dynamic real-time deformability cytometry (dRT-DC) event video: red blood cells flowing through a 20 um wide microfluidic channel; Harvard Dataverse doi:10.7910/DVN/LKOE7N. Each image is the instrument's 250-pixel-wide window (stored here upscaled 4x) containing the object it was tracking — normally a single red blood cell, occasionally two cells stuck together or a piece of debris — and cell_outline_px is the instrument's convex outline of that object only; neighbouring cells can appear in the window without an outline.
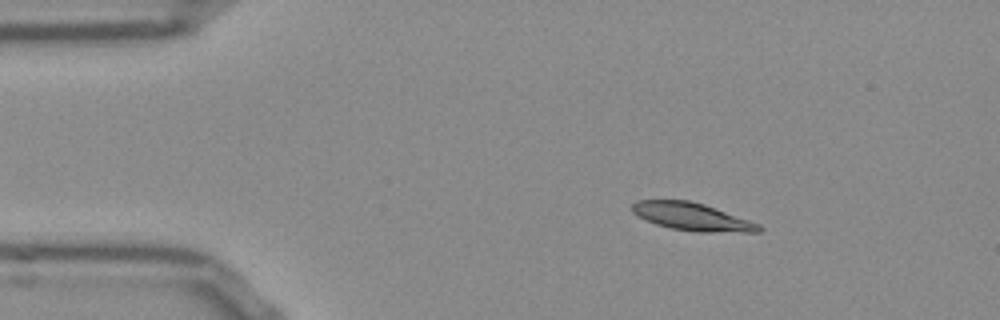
{"species": "Egyptian fruit bat (a non-hibernating species)", "species_latin": "Rousettus aegyptiacus", "temperature_condition": "room temperature", "stored_images_in_passage": 45, "camera_frame_rate_fps": 3000, "um_per_image_px": 0.085, "frame": {"image": 1, "passage_image": 1, "time_ms": 0.0, "image_size_px": [1000, 320], "cell_outline_px": [[764, 228], [760, 232], [700, 232], [672, 228], [656, 224], [632, 212], [632, 204], [636, 200], [688, 200], [704, 204], [760, 224]], "centroid_in_image_um": [58.86, 18.42], "position_along_channel_um": 26.1, "area_um2": 20.23}}
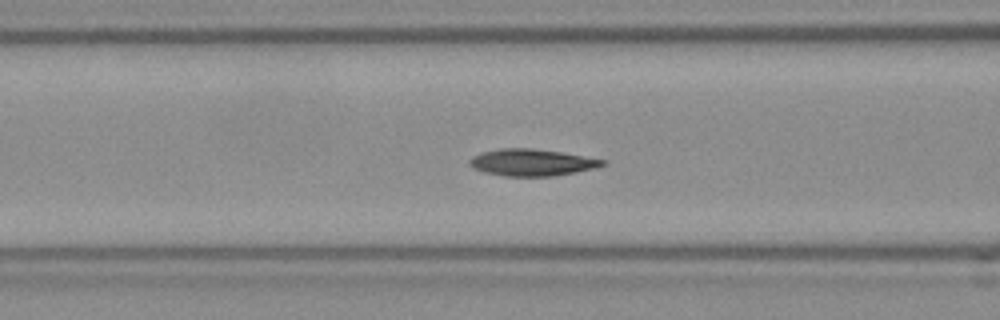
{"frame": {"image": 2, "passage_image": 13, "time_ms": 4.0, "image_size_px": [1000, 320], "cell_outline_px": [[608, 164], [596, 168], [576, 172], [552, 176], [504, 176], [484, 172], [472, 168], [468, 164], [468, 160], [472, 156], [484, 152], [500, 148], [532, 148], [560, 152], [608, 160]], "centroid_in_image_um": [45.22, 13.81], "position_along_channel_um": 121.4, "area_um2": 20.92}}
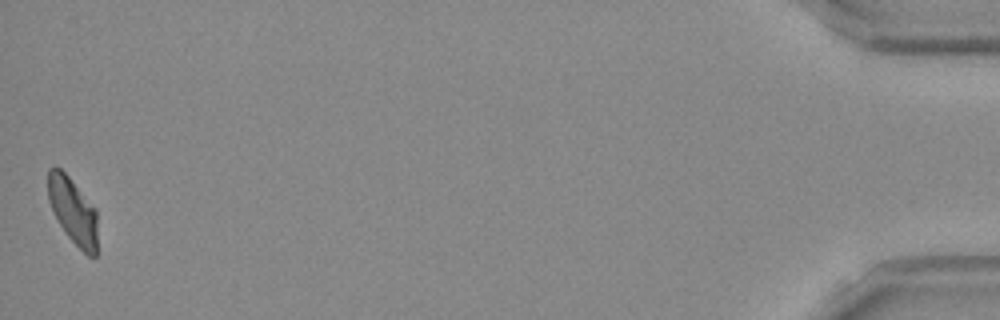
{"frame": {"image": 3, "passage_image": 45, "time_ms": 14.667, "image_size_px": [1000, 320], "cell_outline_px": [[96, 256], [88, 256], [64, 232], [48, 200], [48, 168], [60, 168], [68, 176], [96, 208]], "centroid_in_image_um": [6.2, 17.91], "position_along_channel_um": 429.0, "area_um2": 18.73}, "authors_computed_cell_mechanics": {"area_um2": 20.4034, "velocity_mm_per_s": 3.8202, "shape_relaxation_time_tau1_ms": 5.7073, "shape_relaxation_time_tau2_ms": 4.6575, "deformation_change_tau1": 0.1416, "deformation_change_tau2": 0.0758}}